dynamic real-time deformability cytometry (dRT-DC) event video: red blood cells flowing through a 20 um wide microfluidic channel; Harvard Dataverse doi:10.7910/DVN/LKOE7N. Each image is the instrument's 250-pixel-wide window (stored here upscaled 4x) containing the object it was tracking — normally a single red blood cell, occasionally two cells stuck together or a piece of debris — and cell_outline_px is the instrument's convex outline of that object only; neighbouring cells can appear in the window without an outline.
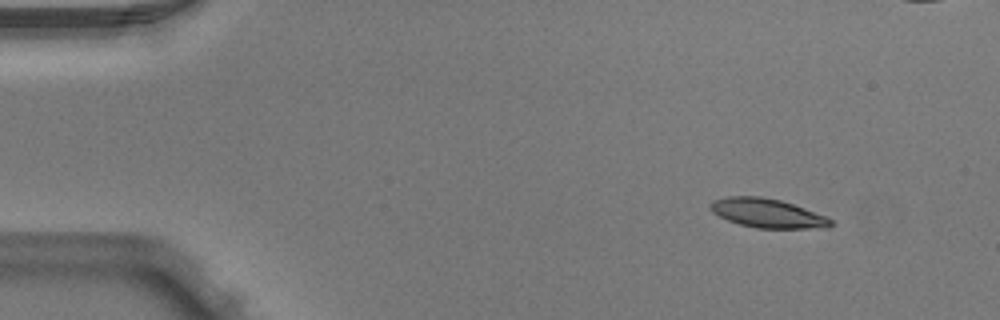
{"species": "Egyptian fruit bat (a non-hibernating species)", "species_latin": "Rousettus aegyptiacus", "temperature_condition": "warm", "stored_images_in_passage": 4, "camera_frame_rate_fps": 3000, "um_per_image_px": 0.085, "animal": {"sex": "male"}, "frame": {"image": 1, "passage_image": 1, "time_ms": 0.0, "image_size_px": [1000, 320], "cell_outline_px": [[836, 224], [828, 228], [756, 228], [740, 224], [728, 220], [712, 212], [708, 208], [708, 204], [712, 200], [728, 196], [760, 196], [780, 200], [804, 208], [836, 220]], "centroid_in_image_um": [65.25, 18.12], "position_along_channel_um": 19.8, "area_um2": 20.58}}